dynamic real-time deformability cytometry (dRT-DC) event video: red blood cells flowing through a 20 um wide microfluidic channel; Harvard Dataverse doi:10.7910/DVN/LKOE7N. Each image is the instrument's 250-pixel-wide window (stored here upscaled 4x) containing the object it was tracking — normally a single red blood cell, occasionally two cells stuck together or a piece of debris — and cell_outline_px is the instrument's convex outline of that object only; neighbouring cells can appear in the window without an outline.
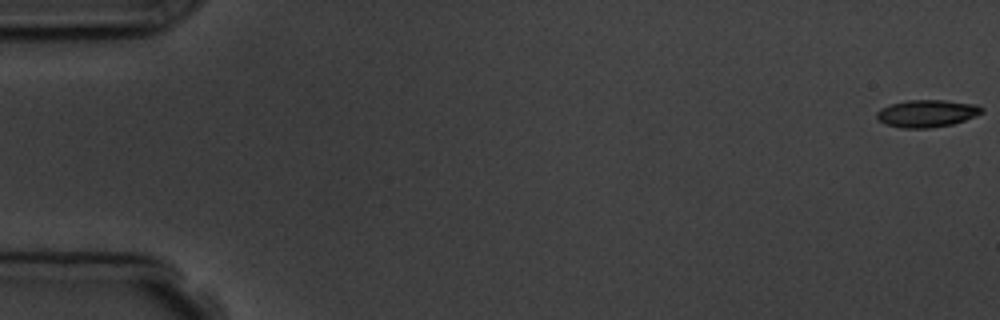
{"species": "common noctule bat (a hibernating species)", "species_latin": "Nyctalus noctula", "temperature_condition": "room temperature", "stored_images_in_passage": 7, "camera_frame_rate_fps": 3000, "um_per_image_px": 0.085, "animal": {"sex": "male", "body_mass_g": 19.5, "forearm_length_mm": 54.6}, "frame": {"image": 1, "passage_image": 1, "time_ms": 0.0, "image_size_px": [1000, 320], "cell_outline_px": [[984, 112], [964, 120], [952, 124], [928, 128], [900, 128], [876, 120], [876, 112], [880, 108], [892, 104], [908, 100], [944, 100], [976, 104], [984, 108]], "centroid_in_image_um": [78.77, 9.64], "position_along_channel_um": 6.2, "area_um2": 16.7}}
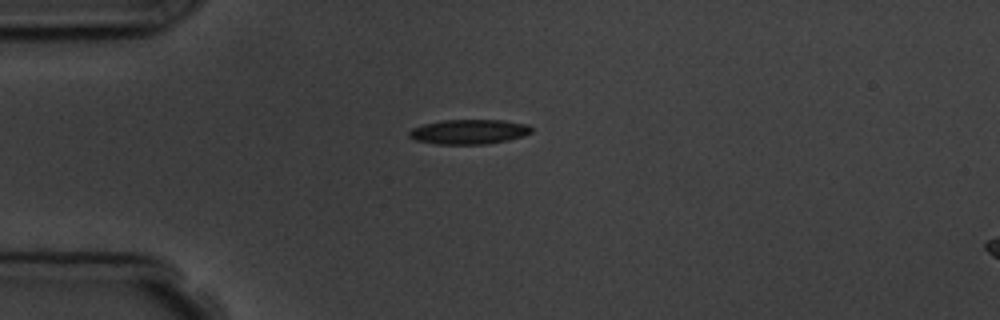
{"frame": {"image": 2, "passage_image": 5, "time_ms": 4.667, "image_size_px": [1000, 320], "cell_outline_px": [[532, 132], [524, 136], [508, 140], [488, 144], [436, 144], [416, 140], [408, 136], [408, 132], [412, 128], [424, 124], [440, 120], [504, 120], [528, 124], [532, 128]], "centroid_in_image_um": [39.88, 11.2], "position_along_channel_um": 45.1, "area_um2": 17.74}}